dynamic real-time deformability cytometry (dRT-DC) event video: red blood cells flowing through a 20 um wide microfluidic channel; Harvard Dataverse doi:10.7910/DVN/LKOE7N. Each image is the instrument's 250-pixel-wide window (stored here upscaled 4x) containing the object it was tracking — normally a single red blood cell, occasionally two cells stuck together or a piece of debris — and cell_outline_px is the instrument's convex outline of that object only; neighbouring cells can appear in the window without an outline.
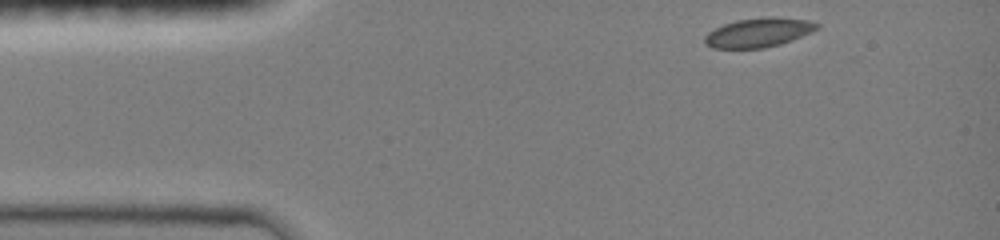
{"species": "common noctule bat (a hibernating species)", "species_latin": "Nyctalus noctula", "temperature_condition": "room temperature", "stored_images_in_passage": 38, "camera_frame_rate_fps": 3000, "um_per_image_px": 0.085, "animal": {"sex": "female", "body_mass_g": 19.0, "forearm_length_mm": 51.5}, "frame": {"image": 1, "passage_image": 1, "time_ms": 0.0, "image_size_px": [1000, 240], "cell_outline_px": [[820, 28], [812, 32], [792, 40], [780, 44], [764, 48], [712, 48], [704, 44], [704, 36], [708, 32], [724, 24], [736, 20], [768, 16], [772, 16], [808, 20], [820, 24]], "centroid_in_image_um": [64.49, 2.76], "position_along_channel_um": 20.5, "area_um2": 19.25}}
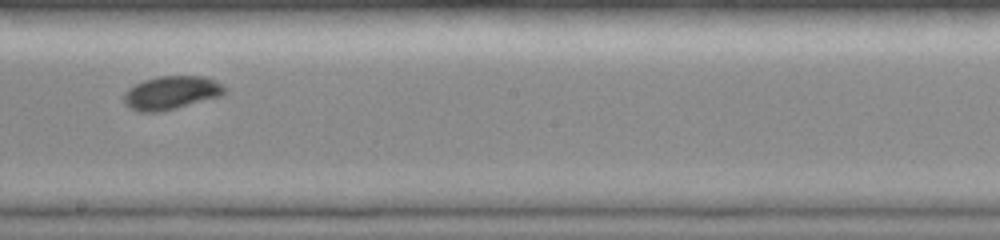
{"frame": {"image": 2, "passage_image": 22, "time_ms": 7.0, "image_size_px": [1000, 240], "cell_outline_px": [[228, 92], [220, 96], [176, 108], [160, 112], [140, 112], [128, 108], [124, 104], [124, 92], [128, 88], [144, 80], [156, 76], [204, 76], [216, 80], [228, 88]], "centroid_in_image_um": [14.57, 7.88], "position_along_channel_um": 233.6, "area_um2": 19.88}}
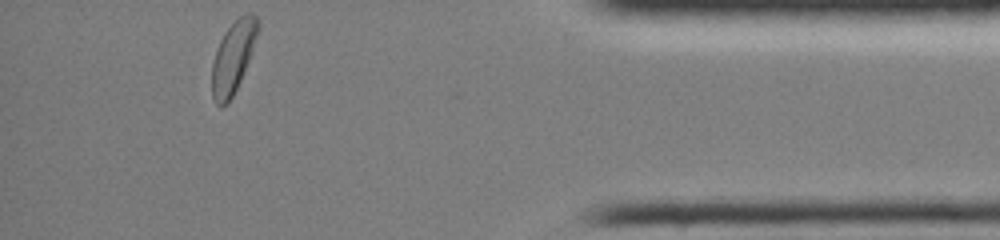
{"frame": {"image": 3, "passage_image": 38, "time_ms": 12.333, "image_size_px": [1000, 240], "cell_outline_px": [[260, 28], [252, 52], [240, 80], [228, 104], [220, 108], [216, 104], [212, 96], [212, 64], [216, 48], [224, 32], [240, 16], [248, 12], [252, 12], [256, 16], [260, 24]], "centroid_in_image_um": [19.82, 4.84], "position_along_channel_um": 415.4, "area_um2": 19.25}, "authors_computed_cell_mechanics": {"area_um2": 19.2185, "velocity_mm_per_s": 4.0082, "shape_relaxation_time_tau1_ms": 4.2886, "shape_relaxation_time_tau2_ms": null, "deformation_change_tau1": 0.1045, "deformation_change_tau2": null}}